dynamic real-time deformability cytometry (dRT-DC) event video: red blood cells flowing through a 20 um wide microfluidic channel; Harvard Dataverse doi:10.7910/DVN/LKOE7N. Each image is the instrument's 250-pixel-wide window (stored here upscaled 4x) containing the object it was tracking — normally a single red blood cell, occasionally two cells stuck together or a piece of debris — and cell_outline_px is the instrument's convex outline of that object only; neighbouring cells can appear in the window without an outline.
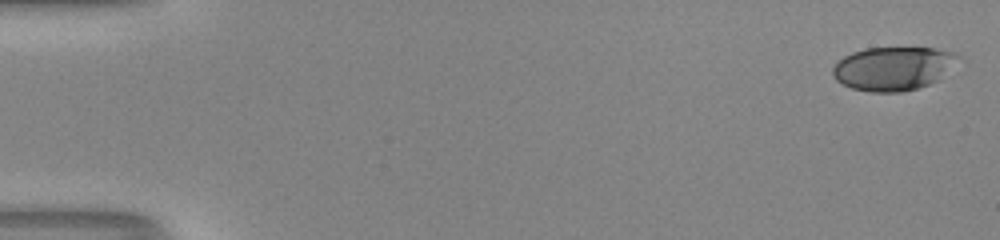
{"species": "human", "species_latin": "Homo sapiens", "temperature_condition": "room temperature", "stored_images_in_passage": 51, "camera_frame_rate_fps": 3000, "um_per_image_px": 0.085, "donor": {"sex": "male"}, "frame": {"image": 1, "passage_image": 1, "time_ms": 0.0, "image_size_px": [1000, 240], "cell_outline_px": [[964, 56], [940, 80], [916, 88], [900, 92], [872, 92], [852, 88], [836, 80], [832, 76], [832, 68], [844, 56], [852, 52], [864, 48], [936, 48], [956, 52]], "centroid_in_image_um": [75.99, 5.81], "position_along_channel_um": 9.0, "area_um2": 32.19}}
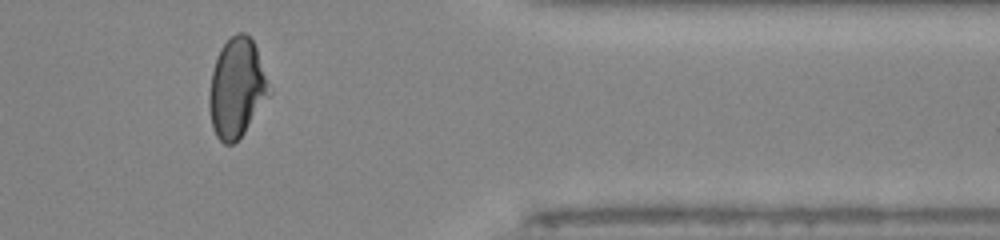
{"frame": {"image": 2, "passage_image": 43, "time_ms": 14.0, "image_size_px": [1000, 240], "cell_outline_px": [[272, 92], [244, 132], [232, 144], [224, 144], [216, 136], [212, 128], [208, 108], [208, 96], [212, 68], [216, 56], [220, 48], [236, 32], [244, 32], [252, 40], [256, 48]], "centroid_in_image_um": [20.09, 7.48], "position_along_channel_um": 391.3, "area_um2": 34.68}}
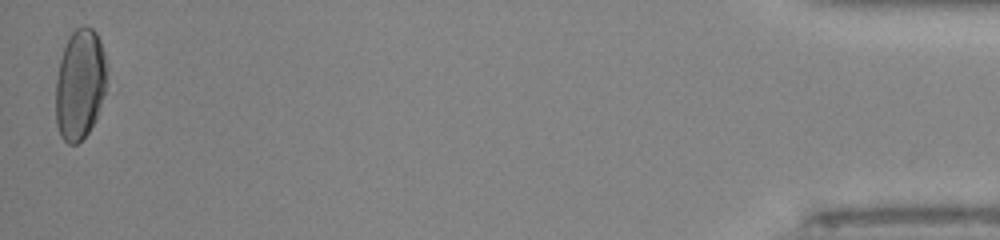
{"frame": {"image": 3, "passage_image": 51, "time_ms": 16.667, "image_size_px": [1000, 240], "cell_outline_px": [[104, 92], [96, 120], [88, 132], [76, 144], [68, 144], [60, 136], [56, 124], [56, 80], [60, 60], [68, 36], [76, 28], [84, 24], [92, 28], [96, 32], [100, 40], [104, 52]], "centroid_in_image_um": [6.76, 7.16], "position_along_channel_um": 428.4, "area_um2": 32.66}, "authors_computed_cell_mechanics": {"area_um2": 33.8708, "velocity_mm_per_s": 4.143, "shape_relaxation_time_tau1_ms": null, "shape_relaxation_time_tau2_ms": 1.5296, "deformation_change_tau1": null, "deformation_change_tau2": 0.0627}}